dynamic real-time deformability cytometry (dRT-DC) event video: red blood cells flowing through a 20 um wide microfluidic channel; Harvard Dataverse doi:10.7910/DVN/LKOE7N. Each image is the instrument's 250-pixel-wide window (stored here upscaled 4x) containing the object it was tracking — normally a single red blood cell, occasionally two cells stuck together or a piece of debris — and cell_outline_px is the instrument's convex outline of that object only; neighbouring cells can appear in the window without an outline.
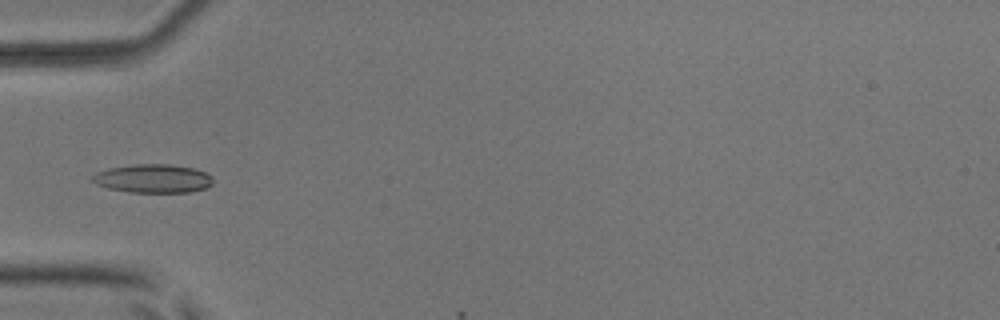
{"species": "common noctule bat (a hibernating species)", "species_latin": "Nyctalus noctula", "temperature_condition": "room temperature", "stored_images_in_passage": 5, "camera_frame_rate_fps": 3000, "um_per_image_px": 0.085, "animal": {"sex": "male", "body_mass_g": 17.9, "forearm_length_mm": 54.2}, "frame": {"image": 1, "passage_image": 4, "time_ms": 3.667, "image_size_px": [1000, 320], "cell_outline_px": [[212, 184], [208, 188], [188, 192], [128, 192], [108, 188], [96, 184], [88, 180], [88, 176], [96, 172], [108, 168], [132, 164], [172, 164], [192, 168], [204, 172], [212, 176]], "centroid_in_image_um": [12.94, 15.17], "position_along_channel_um": 72.1, "area_um2": 20.4}}